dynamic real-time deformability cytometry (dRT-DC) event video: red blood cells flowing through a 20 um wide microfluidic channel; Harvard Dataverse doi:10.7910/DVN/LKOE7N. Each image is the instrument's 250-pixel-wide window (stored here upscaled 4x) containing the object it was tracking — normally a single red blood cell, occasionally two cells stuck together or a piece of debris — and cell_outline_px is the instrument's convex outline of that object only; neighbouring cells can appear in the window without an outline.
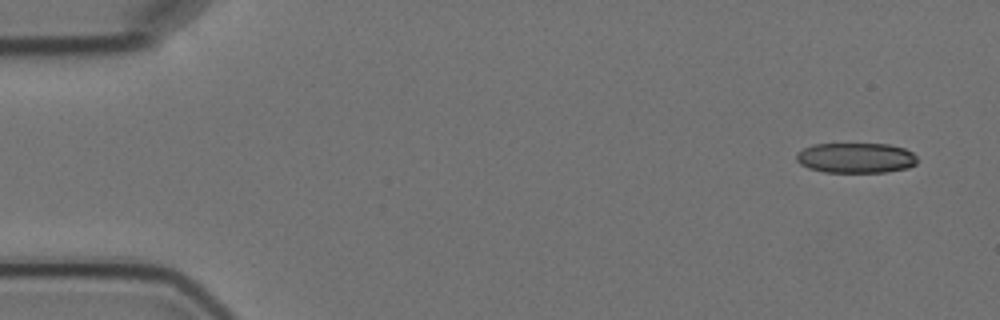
{"species": "Egyptian fruit bat (a non-hibernating species)", "species_latin": "Rousettus aegyptiacus", "temperature_condition": "cold", "stored_images_in_passage": 7, "camera_frame_rate_fps": 3000, "um_per_image_px": 0.085, "animal": {"sex": "female"}, "frame": {"image": 1, "passage_image": 1, "time_ms": 0.0, "image_size_px": [1000, 320], "cell_outline_px": [[916, 164], [908, 168], [888, 172], [824, 172], [808, 168], [800, 164], [796, 160], [796, 152], [812, 144], [888, 144], [904, 148], [912, 152], [916, 156]], "centroid_in_image_um": [72.73, 13.42], "position_along_channel_um": 12.3, "area_um2": 21.44}}
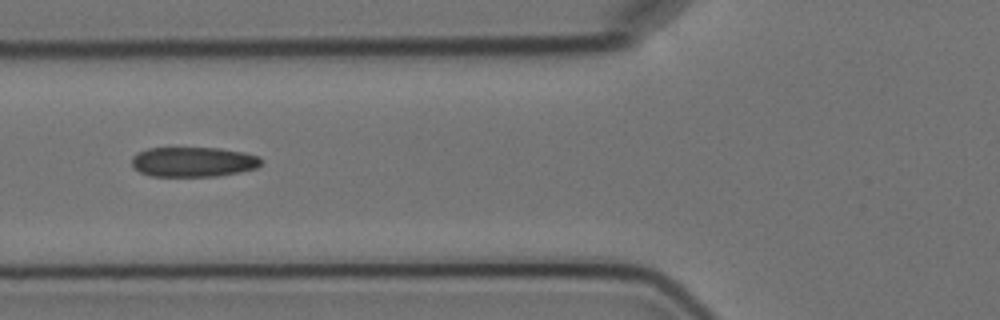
{"frame": {"image": 2, "passage_image": 6, "time_ms": 6.0, "image_size_px": [1000, 320], "cell_outline_px": [[264, 160], [256, 168], [240, 172], [216, 176], [148, 176], [132, 168], [132, 156], [136, 152], [148, 148], [220, 148], [244, 152], [260, 156]], "centroid_in_image_um": [16.42, 13.76], "position_along_channel_um": 109.4, "area_um2": 22.83}}
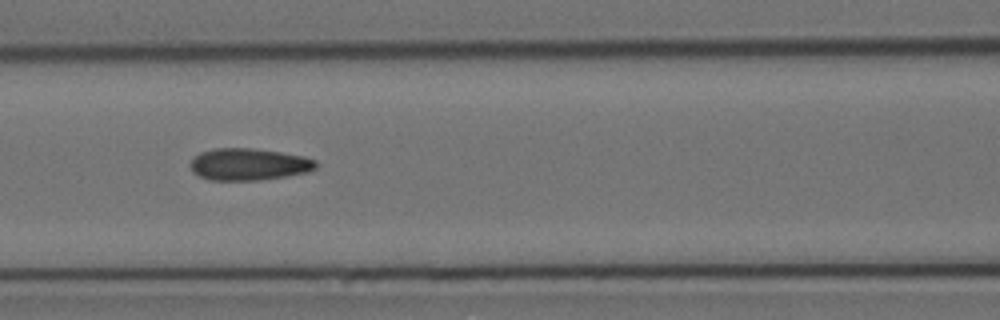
{"frame": {"image": 3, "passage_image": 7, "time_ms": 7.0, "image_size_px": [1000, 320], "cell_outline_px": [[316, 168], [308, 172], [288, 176], [260, 180], [212, 180], [200, 176], [192, 172], [192, 160], [200, 152], [216, 148], [252, 148], [280, 152], [304, 156], [316, 160]], "centroid_in_image_um": [21.18, 13.97], "position_along_channel_um": 145.4, "area_um2": 23.29}}